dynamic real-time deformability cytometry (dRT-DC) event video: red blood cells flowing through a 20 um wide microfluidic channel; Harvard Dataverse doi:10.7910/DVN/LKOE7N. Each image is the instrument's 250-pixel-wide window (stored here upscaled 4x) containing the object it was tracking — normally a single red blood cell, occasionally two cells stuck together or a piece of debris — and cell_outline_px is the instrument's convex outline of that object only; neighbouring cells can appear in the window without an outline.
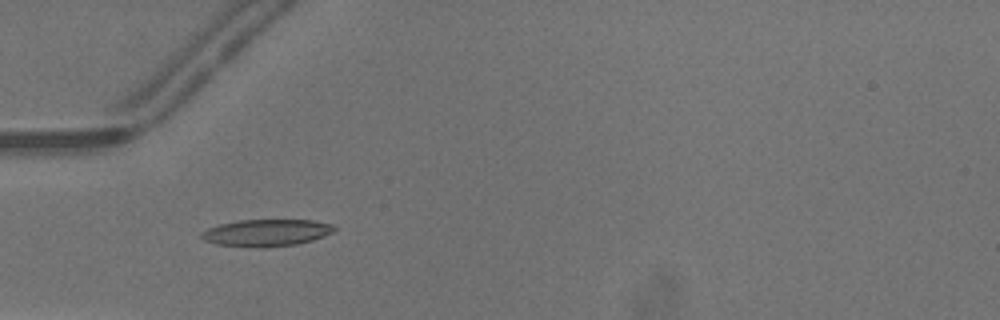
{"species": "common noctule bat (a hibernating species)", "species_latin": "Nyctalus noctula", "temperature_condition": "warm", "stored_images_in_passage": 18, "camera_frame_rate_fps": 3000, "um_per_image_px": 0.085, "animal": {"sex": "male", "body_mass_g": 13.3}, "frame": {"image": 1, "passage_image": 17, "time_ms": 5.333, "image_size_px": [1000, 320], "cell_outline_px": [[336, 228], [332, 232], [324, 236], [312, 240], [296, 244], [260, 248], [252, 248], [216, 244], [204, 240], [200, 236], [200, 232], [208, 228], [220, 224], [240, 220], [312, 220], [332, 224]], "centroid_in_image_um": [22.61, 19.79], "position_along_channel_um": 62.4, "area_um2": 20.92}}